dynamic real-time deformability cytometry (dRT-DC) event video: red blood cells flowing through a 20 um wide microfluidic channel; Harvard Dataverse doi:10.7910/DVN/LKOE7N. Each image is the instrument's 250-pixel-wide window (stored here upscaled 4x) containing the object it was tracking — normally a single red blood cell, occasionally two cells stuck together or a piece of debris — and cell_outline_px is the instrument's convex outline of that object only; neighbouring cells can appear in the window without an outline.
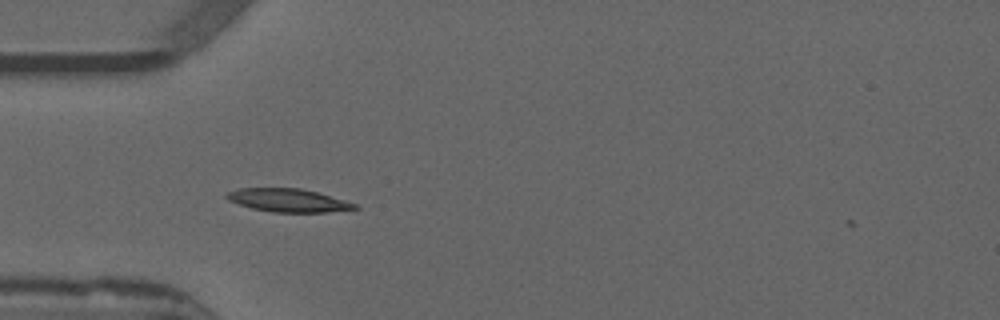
{"species": "common noctule bat (a hibernating species)", "species_latin": "Nyctalus noctula", "temperature_condition": "warm", "stored_images_in_passage": 31, "camera_frame_rate_fps": 3000, "um_per_image_px": 0.085, "animal": {"sex": "male", "forearm_length_mm": 52.5}, "frame": {"image": 1, "passage_image": 1, "time_ms": 0.0, "image_size_px": [1000, 320], "cell_outline_px": [[360, 208], [328, 212], [272, 212], [252, 208], [228, 200], [224, 196], [228, 192], [240, 188], [300, 188], [316, 192], [344, 200], [356, 204]], "centroid_in_image_um": [24.48, 17.03], "position_along_channel_um": 60.5, "area_um2": 17.11}}
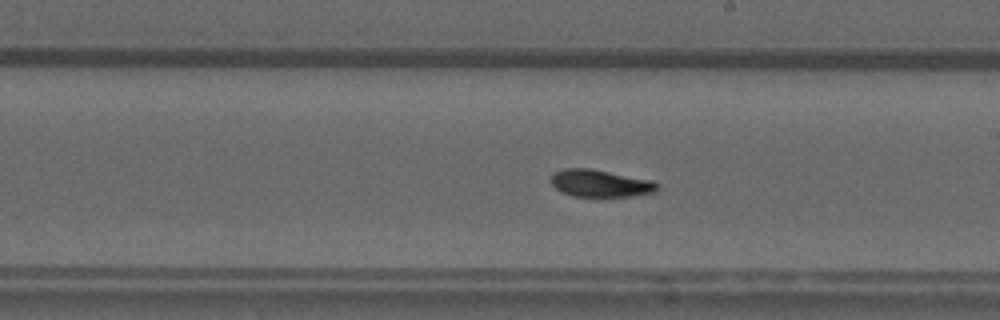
{"frame": {"image": 2, "passage_image": 15, "time_ms": 4.667, "image_size_px": [1000, 320], "cell_outline_px": [[660, 188], [656, 192], [636, 196], [572, 196], [560, 192], [552, 184], [552, 176], [556, 172], [564, 168], [588, 168], [652, 180], [660, 184]], "centroid_in_image_um": [51.08, 15.59], "position_along_channel_um": 237.9, "area_um2": 16.88}}
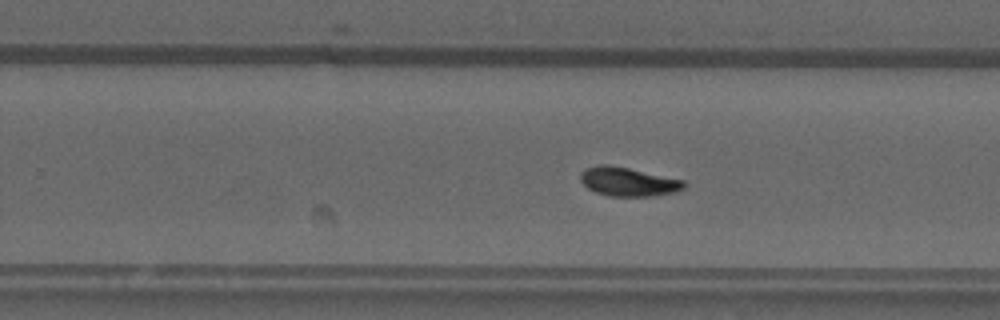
{"frame": {"image": 3, "passage_image": 18, "time_ms": 5.667, "image_size_px": [1000, 320], "cell_outline_px": [[688, 184], [684, 188], [672, 192], [652, 196], [608, 196], [596, 192], [588, 188], [580, 180], [580, 172], [588, 168], [600, 164], [608, 164], [628, 168], [684, 180]], "centroid_in_image_um": [53.39, 15.44], "position_along_channel_um": 276.4, "area_um2": 17.28}, "authors_computed_cell_mechanics": {"area_um2": 16.8776, "velocity_mm_per_s": 3.8556, "shape_relaxation_time_tau1_ms": 4.6844, "shape_relaxation_time_tau2_ms": null, "deformation_change_tau1": 0.1494, "deformation_change_tau2": null}}